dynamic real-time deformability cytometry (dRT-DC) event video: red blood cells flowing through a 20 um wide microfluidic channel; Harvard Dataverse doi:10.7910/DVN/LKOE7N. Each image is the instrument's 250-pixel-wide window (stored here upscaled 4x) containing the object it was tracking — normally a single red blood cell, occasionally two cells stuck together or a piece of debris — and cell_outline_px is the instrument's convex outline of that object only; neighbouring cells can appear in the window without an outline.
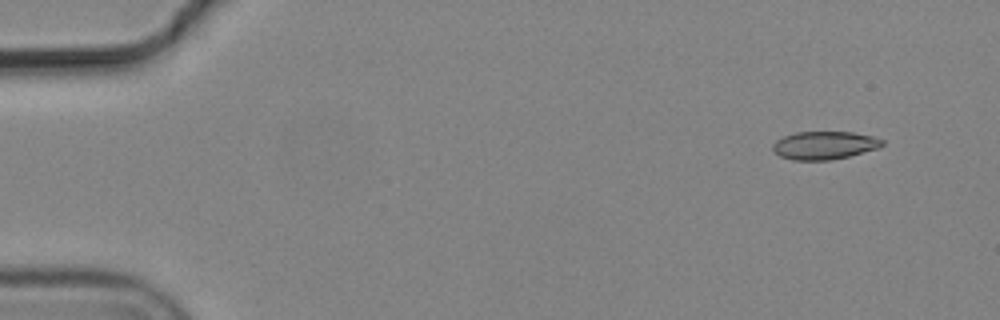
{"species": "common noctule bat (a hibernating species)", "species_latin": "Nyctalus noctula", "temperature_condition": "cold", "stored_images_in_passage": 5, "camera_frame_rate_fps": 3000, "um_per_image_px": 0.085, "animal": {"sex": "male", "body_mass_g": 19.2, "forearm_length_mm": 51.8}, "frame": {"image": 1, "passage_image": 1, "time_ms": 0.0, "image_size_px": [1000, 320], "cell_outline_px": [[884, 144], [880, 148], [848, 156], [828, 160], [792, 160], [780, 156], [772, 148], [772, 144], [776, 140], [784, 136], [796, 132], [852, 132], [872, 136], [884, 140]], "centroid_in_image_um": [70.08, 12.35], "position_along_channel_um": 14.9, "area_um2": 17.86}}
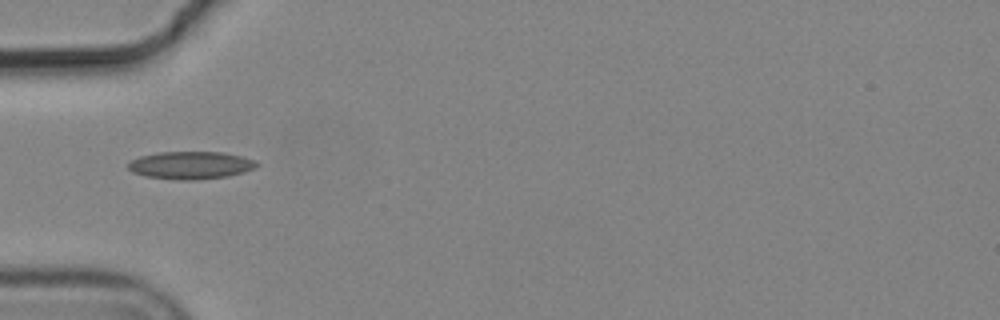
{"frame": {"image": 2, "passage_image": 5, "time_ms": 1.333, "image_size_px": [1000, 320], "cell_outline_px": [[260, 164], [256, 168], [244, 172], [228, 176], [196, 180], [176, 180], [144, 176], [132, 172], [128, 168], [128, 164], [132, 160], [140, 156], [160, 152], [224, 152], [256, 160]], "centroid_in_image_um": [16.23, 14.05], "position_along_channel_um": 68.8, "area_um2": 20.87}}